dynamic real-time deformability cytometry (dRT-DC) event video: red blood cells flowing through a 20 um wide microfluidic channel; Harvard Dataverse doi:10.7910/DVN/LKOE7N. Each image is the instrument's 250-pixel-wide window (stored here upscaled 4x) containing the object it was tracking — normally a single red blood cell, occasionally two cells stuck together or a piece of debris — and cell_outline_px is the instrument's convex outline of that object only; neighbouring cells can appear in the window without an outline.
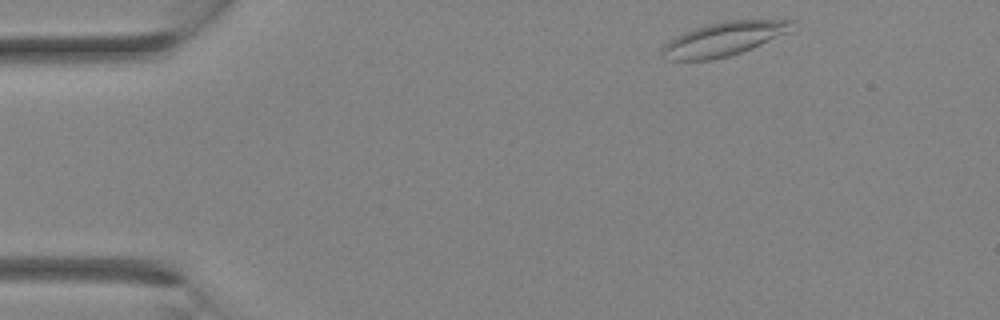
{"species": "Egyptian fruit bat (a non-hibernating species)", "species_latin": "Rousettus aegyptiacus", "temperature_condition": "room temperature", "stored_images_in_passage": 3, "camera_frame_rate_fps": 3000, "um_per_image_px": 0.085, "animal": {"sex": "female"}, "frame": {"image": 1, "passage_image": 3, "time_ms": 3.333, "image_size_px": [1000, 320], "cell_outline_px": [[796, 20], [788, 32], [752, 48], [728, 56], [708, 60], [672, 60], [664, 56], [660, 52], [660, 48], [668, 40], [684, 32], [708, 24], [724, 20]], "centroid_in_image_um": [61.48, 3.31], "position_along_channel_um": 23.5, "area_um2": 25.32}}